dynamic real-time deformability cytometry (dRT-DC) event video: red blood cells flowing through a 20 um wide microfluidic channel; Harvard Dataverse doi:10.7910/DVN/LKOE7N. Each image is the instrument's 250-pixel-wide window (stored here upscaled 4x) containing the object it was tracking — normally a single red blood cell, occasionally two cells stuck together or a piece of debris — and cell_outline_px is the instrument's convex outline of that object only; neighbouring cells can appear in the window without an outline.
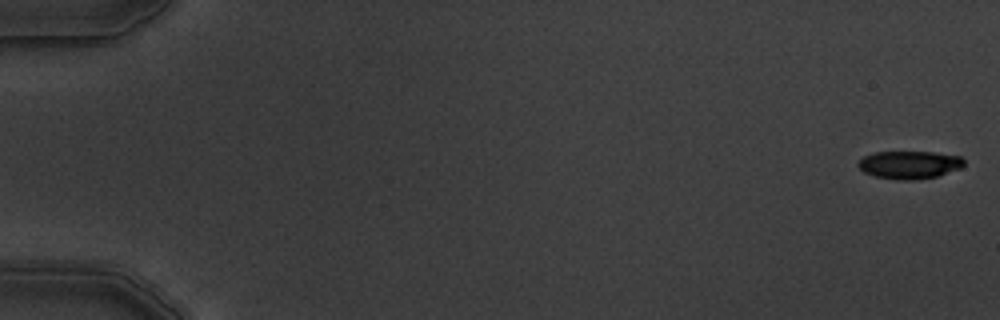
{"species": "common noctule bat (a hibernating species)", "species_latin": "Nyctalus noctula", "temperature_condition": "warm", "stored_images_in_passage": 3, "camera_frame_rate_fps": 3000, "um_per_image_px": 0.085, "animal": {"sex": "male", "body_mass_g": 19.5, "forearm_length_mm": 54.6}, "frame": {"image": 1, "passage_image": 1, "time_ms": 0.0, "image_size_px": [1000, 320], "cell_outline_px": [[964, 164], [960, 168], [936, 176], [916, 180], [896, 180], [876, 176], [864, 172], [856, 164], [864, 156], [872, 152], [932, 152], [960, 156], [964, 160]], "centroid_in_image_um": [77.27, 14.0], "position_along_channel_um": 7.7, "area_um2": 17.11}}